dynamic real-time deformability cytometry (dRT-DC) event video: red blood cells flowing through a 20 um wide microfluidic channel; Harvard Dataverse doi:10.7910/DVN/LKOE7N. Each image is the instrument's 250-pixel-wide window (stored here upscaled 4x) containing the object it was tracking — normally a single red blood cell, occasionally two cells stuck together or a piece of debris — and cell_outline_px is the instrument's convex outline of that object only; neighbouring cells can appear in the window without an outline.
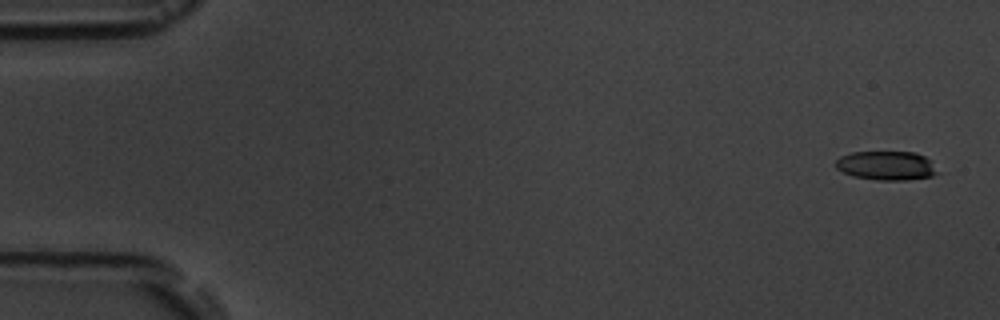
{"species": "common noctule bat (a hibernating species)", "species_latin": "Nyctalus noctula", "temperature_condition": "room temperature", "stored_images_in_passage": 5, "camera_frame_rate_fps": 3000, "um_per_image_px": 0.085, "animal": {"sex": "male", "body_mass_g": 19.5, "forearm_length_mm": 54.6}, "frame": {"image": 1, "passage_image": 1, "time_ms": 0.0, "image_size_px": [1000, 320], "cell_outline_px": [[940, 172], [932, 176], [908, 180], [876, 180], [852, 176], [836, 168], [836, 160], [840, 156], [852, 152], [916, 152], [924, 156]], "centroid_in_image_um": [75.34, 14.08], "position_along_channel_um": 9.7, "area_um2": 17.22}}
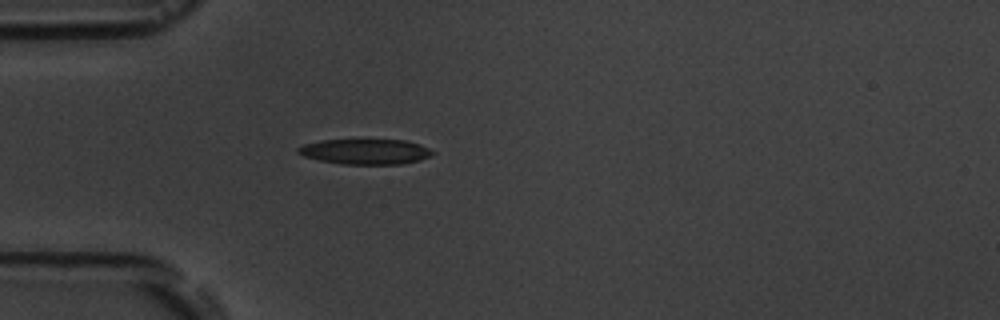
{"frame": {"image": 2, "passage_image": 5, "time_ms": 4.667, "image_size_px": [1000, 320], "cell_outline_px": [[436, 152], [420, 160], [400, 164], [344, 164], [320, 160], [304, 156], [296, 152], [296, 148], [304, 144], [320, 140], [408, 140], [420, 144]], "centroid_in_image_um": [31.05, 12.88], "position_along_channel_um": 53.9, "area_um2": 19.77}}